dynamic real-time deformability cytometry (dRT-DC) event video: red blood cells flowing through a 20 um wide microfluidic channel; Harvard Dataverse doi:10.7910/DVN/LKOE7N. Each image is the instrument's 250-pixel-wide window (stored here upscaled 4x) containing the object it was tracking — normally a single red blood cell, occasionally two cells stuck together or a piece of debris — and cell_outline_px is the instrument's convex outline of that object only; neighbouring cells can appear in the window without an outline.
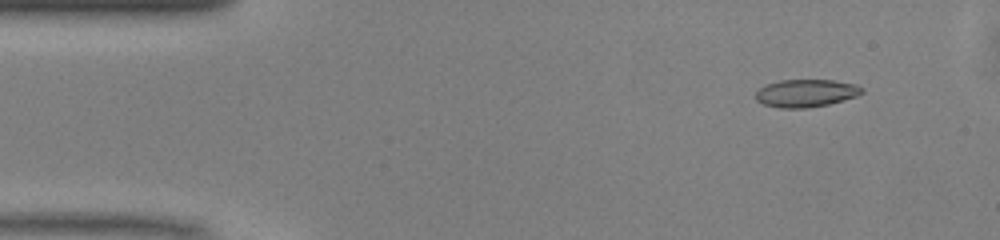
{"species": "common noctule bat (a hibernating species)", "species_latin": "Nyctalus noctula", "temperature_condition": "warm", "stored_images_in_passage": 46, "camera_frame_rate_fps": 3000, "um_per_image_px": 0.085, "animal": {"sex": "male", "body_mass_g": 13.0, "forearm_length_mm": 53.1}, "frame": {"image": 1, "passage_image": 2, "time_ms": 0.333, "image_size_px": [1000, 240], "cell_outline_px": [[864, 92], [856, 96], [828, 104], [804, 108], [780, 108], [764, 104], [756, 100], [756, 92], [760, 88], [768, 84], [780, 80], [832, 80], [856, 84], [864, 88]], "centroid_in_image_um": [68.52, 7.91], "position_along_channel_um": 16.5, "area_um2": 16.99}}
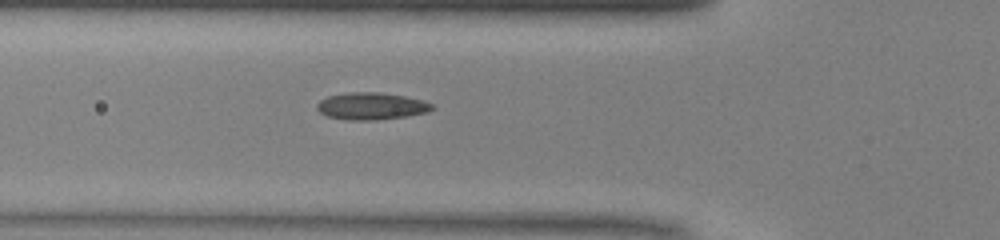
{"frame": {"image": 2, "passage_image": 14, "time_ms": 4.333, "image_size_px": [1000, 240], "cell_outline_px": [[436, 108], [428, 112], [408, 116], [376, 120], [348, 120], [328, 116], [320, 112], [316, 108], [316, 104], [320, 100], [328, 96], [348, 92], [380, 92], [404, 96], [420, 100], [432, 104]], "centroid_in_image_um": [31.56, 9.02], "position_along_channel_um": 94.2, "area_um2": 18.21}}
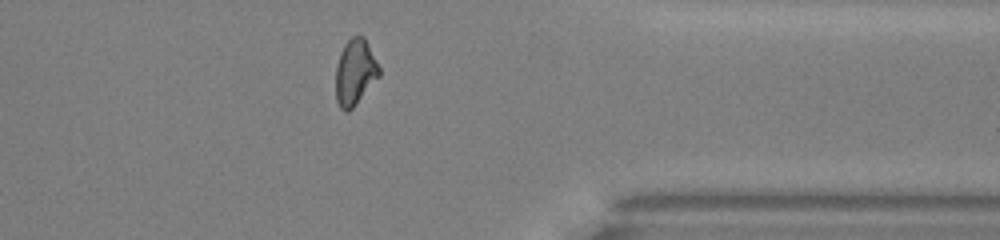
{"frame": {"image": 3, "passage_image": 36, "time_ms": 11.667, "image_size_px": [1000, 240], "cell_outline_px": [[380, 76], [356, 104], [348, 112], [344, 112], [340, 108], [336, 100], [336, 64], [340, 52], [344, 44], [352, 36], [364, 36], [380, 68]], "centroid_in_image_um": [30.17, 6.14], "position_along_channel_um": 381.2, "area_um2": 16.76}, "authors_computed_cell_mechanics": {"area_um2": 17.0221, "velocity_mm_per_s": 4.1309, "shape_relaxation_time_tau1_ms": 6.4754, "shape_relaxation_time_tau2_ms": 2.299, "deformation_change_tau1": 0.1794, "deformation_change_tau2": 0.0866}}